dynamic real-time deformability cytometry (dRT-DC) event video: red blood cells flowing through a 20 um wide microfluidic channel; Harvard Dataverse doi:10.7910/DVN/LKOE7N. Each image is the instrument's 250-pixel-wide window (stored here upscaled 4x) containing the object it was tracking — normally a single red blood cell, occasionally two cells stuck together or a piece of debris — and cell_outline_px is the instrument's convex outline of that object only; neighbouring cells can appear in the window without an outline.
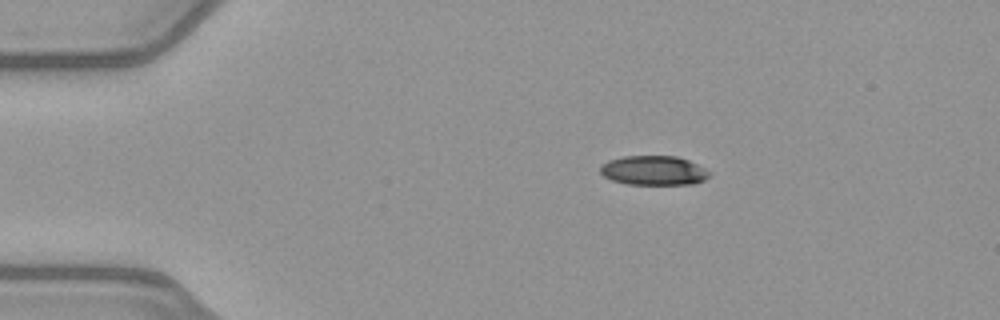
{"species": "common noctule bat (a hibernating species)", "species_latin": "Nyctalus noctula", "temperature_condition": "warm", "stored_images_in_passage": 28, "camera_frame_rate_fps": 3000, "um_per_image_px": 0.085, "animal": {"sex": "female", "body_mass_g": 21.9}, "frame": {"image": 1, "passage_image": 1, "time_ms": 0.0, "image_size_px": [1000, 320], "cell_outline_px": [[712, 172], [704, 180], [692, 184], [628, 184], [612, 180], [604, 176], [600, 172], [600, 164], [608, 160], [624, 156], [676, 156], [688, 160]], "centroid_in_image_um": [55.54, 14.48], "position_along_channel_um": 29.5, "area_um2": 18.67}}
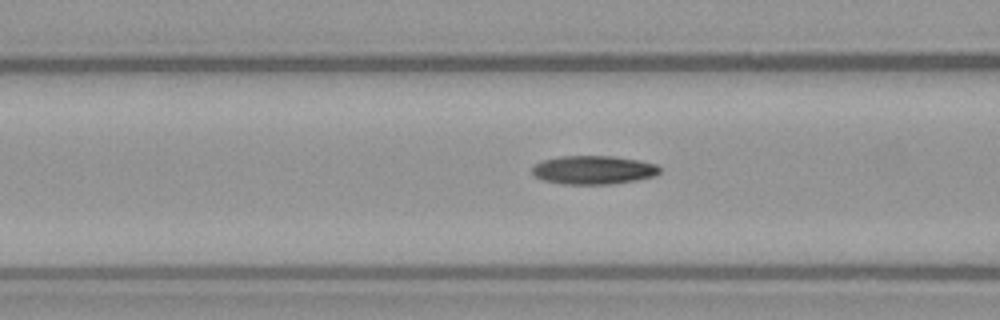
{"frame": {"image": 2, "passage_image": 12, "time_ms": 3.667, "image_size_px": [1000, 320], "cell_outline_px": [[660, 172], [656, 176], [636, 180], [612, 184], [560, 184], [544, 180], [532, 176], [532, 168], [536, 164], [544, 160], [560, 156], [612, 156], [640, 160], [656, 164], [660, 168]], "centroid_in_image_um": [50.45, 14.45], "position_along_channel_um": 116.1, "area_um2": 21.39}}
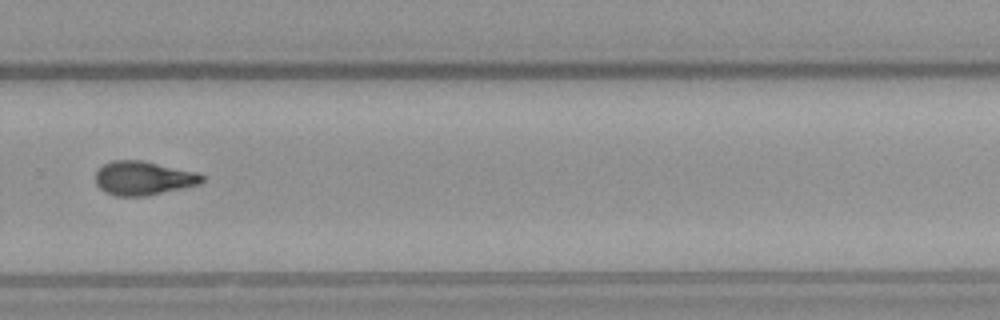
{"frame": {"image": 3, "passage_image": 27, "time_ms": 8.667, "image_size_px": [1000, 320], "cell_outline_px": [[204, 180], [200, 184], [144, 196], [116, 196], [104, 192], [96, 184], [96, 172], [104, 164], [112, 160], [144, 160], [200, 172], [204, 176]], "centroid_in_image_um": [12.21, 15.13], "position_along_channel_um": 317.6, "area_um2": 21.21}}